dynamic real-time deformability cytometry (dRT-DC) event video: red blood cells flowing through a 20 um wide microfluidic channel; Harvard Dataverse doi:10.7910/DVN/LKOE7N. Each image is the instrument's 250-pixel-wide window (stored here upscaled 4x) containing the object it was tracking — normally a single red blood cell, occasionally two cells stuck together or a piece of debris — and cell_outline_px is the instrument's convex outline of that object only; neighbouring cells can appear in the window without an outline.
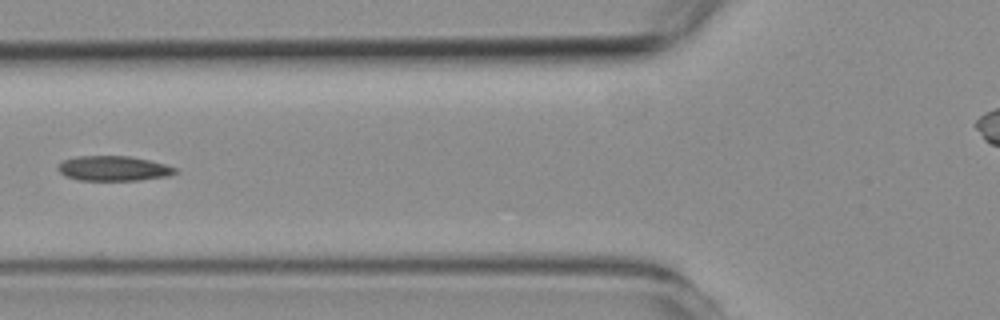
{"species": "common noctule bat (a hibernating species)", "species_latin": "Nyctalus noctula", "temperature_condition": "room temperature", "stored_images_in_passage": 5, "segment_of_instrument_passage": [1, 2], "camera_frame_rate_fps": 3000, "um_per_image_px": 0.085, "animal": {"sex": "female", "body_mass_g": 19.3, "forearm_length_mm": 54.1}, "frame": {"image": 1, "passage_image": 4, "time_ms": 3.667, "image_size_px": [1000, 320], "cell_outline_px": [[180, 172], [168, 176], [140, 180], [76, 180], [64, 176], [56, 168], [64, 160], [76, 156], [128, 156], [148, 160], [164, 164], [176, 168]], "centroid_in_image_um": [9.64, 14.32], "position_along_channel_um": 116.2, "area_um2": 17.05}}